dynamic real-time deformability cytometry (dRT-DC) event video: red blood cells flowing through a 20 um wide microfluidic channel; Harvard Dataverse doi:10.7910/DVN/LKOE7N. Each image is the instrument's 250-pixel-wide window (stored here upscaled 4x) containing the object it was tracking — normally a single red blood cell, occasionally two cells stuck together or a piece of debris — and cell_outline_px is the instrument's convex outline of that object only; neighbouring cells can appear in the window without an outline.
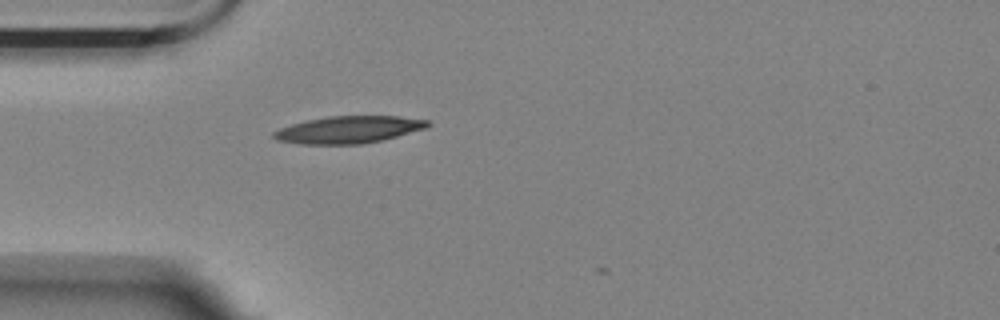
{"species": "Egyptian fruit bat (a non-hibernating species)", "species_latin": "Rousettus aegyptiacus", "temperature_condition": "room temperature", "stored_images_in_passage": 4, "camera_frame_rate_fps": 3000, "um_per_image_px": 0.085, "animal": {"sex": "female"}, "frame": {"image": 1, "passage_image": 3, "time_ms": 0.667, "image_size_px": [1000, 320], "cell_outline_px": [[432, 124], [428, 128], [380, 140], [360, 144], [300, 144], [276, 140], [272, 136], [272, 132], [280, 128], [292, 124], [308, 120], [328, 116], [400, 116], [432, 120]], "centroid_in_image_um": [29.67, 11.01], "position_along_channel_um": 55.3, "area_um2": 24.45}}